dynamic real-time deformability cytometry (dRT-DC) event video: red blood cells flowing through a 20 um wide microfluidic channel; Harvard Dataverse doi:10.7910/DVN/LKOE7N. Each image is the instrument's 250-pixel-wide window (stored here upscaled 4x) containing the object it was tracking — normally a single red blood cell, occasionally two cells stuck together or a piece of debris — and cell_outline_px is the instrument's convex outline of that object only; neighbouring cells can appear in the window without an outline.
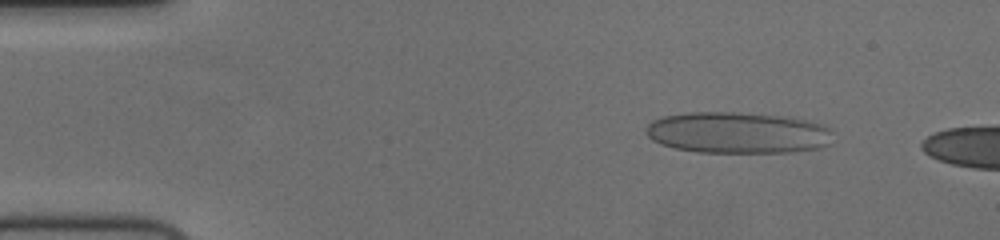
{"species": "human", "species_latin": "Homo sapiens", "temperature_condition": "cold", "stored_images_in_passage": 14, "camera_frame_rate_fps": 3000, "um_per_image_px": 0.085, "donor": {"sex": "female"}, "frame": {"image": 1, "passage_image": 7, "time_ms": 2.0, "image_size_px": [1000, 240], "cell_outline_px": [[828, 132], [824, 144], [816, 148], [788, 152], [696, 152], [676, 148], [652, 140], [648, 136], [648, 124], [652, 120], [664, 116], [688, 112], [736, 112], [792, 116], [820, 124], [828, 128]], "centroid_in_image_um": [62.62, 11.26], "position_along_channel_um": 22.4, "area_um2": 44.39}}